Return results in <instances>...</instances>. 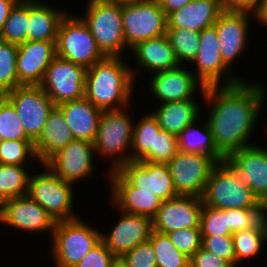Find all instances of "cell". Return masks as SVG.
<instances>
[{
	"mask_svg": "<svg viewBox=\"0 0 267 267\" xmlns=\"http://www.w3.org/2000/svg\"><path fill=\"white\" fill-rule=\"evenodd\" d=\"M0 223L25 231H50L51 236L56 222L41 205L28 195L6 200L0 204Z\"/></svg>",
	"mask_w": 267,
	"mask_h": 267,
	"instance_id": "cell-16",
	"label": "cell"
},
{
	"mask_svg": "<svg viewBox=\"0 0 267 267\" xmlns=\"http://www.w3.org/2000/svg\"><path fill=\"white\" fill-rule=\"evenodd\" d=\"M30 140L13 104L0 96V141Z\"/></svg>",
	"mask_w": 267,
	"mask_h": 267,
	"instance_id": "cell-38",
	"label": "cell"
},
{
	"mask_svg": "<svg viewBox=\"0 0 267 267\" xmlns=\"http://www.w3.org/2000/svg\"><path fill=\"white\" fill-rule=\"evenodd\" d=\"M25 166L0 164V204L28 194L30 173Z\"/></svg>",
	"mask_w": 267,
	"mask_h": 267,
	"instance_id": "cell-32",
	"label": "cell"
},
{
	"mask_svg": "<svg viewBox=\"0 0 267 267\" xmlns=\"http://www.w3.org/2000/svg\"><path fill=\"white\" fill-rule=\"evenodd\" d=\"M4 96L15 107L28 138L35 143L56 105L40 85H20Z\"/></svg>",
	"mask_w": 267,
	"mask_h": 267,
	"instance_id": "cell-10",
	"label": "cell"
},
{
	"mask_svg": "<svg viewBox=\"0 0 267 267\" xmlns=\"http://www.w3.org/2000/svg\"><path fill=\"white\" fill-rule=\"evenodd\" d=\"M167 234L171 242L189 258L202 247L203 238L200 227L182 228Z\"/></svg>",
	"mask_w": 267,
	"mask_h": 267,
	"instance_id": "cell-42",
	"label": "cell"
},
{
	"mask_svg": "<svg viewBox=\"0 0 267 267\" xmlns=\"http://www.w3.org/2000/svg\"><path fill=\"white\" fill-rule=\"evenodd\" d=\"M38 175L29 177L28 196L46 210L55 222L78 218L73 214L74 195L71 183L64 181L46 165Z\"/></svg>",
	"mask_w": 267,
	"mask_h": 267,
	"instance_id": "cell-8",
	"label": "cell"
},
{
	"mask_svg": "<svg viewBox=\"0 0 267 267\" xmlns=\"http://www.w3.org/2000/svg\"><path fill=\"white\" fill-rule=\"evenodd\" d=\"M223 12L253 13L260 0H219Z\"/></svg>",
	"mask_w": 267,
	"mask_h": 267,
	"instance_id": "cell-48",
	"label": "cell"
},
{
	"mask_svg": "<svg viewBox=\"0 0 267 267\" xmlns=\"http://www.w3.org/2000/svg\"><path fill=\"white\" fill-rule=\"evenodd\" d=\"M56 56L86 69L105 57L81 17L70 14H66L59 25Z\"/></svg>",
	"mask_w": 267,
	"mask_h": 267,
	"instance_id": "cell-9",
	"label": "cell"
},
{
	"mask_svg": "<svg viewBox=\"0 0 267 267\" xmlns=\"http://www.w3.org/2000/svg\"><path fill=\"white\" fill-rule=\"evenodd\" d=\"M190 267H233L227 260L207 251L203 247L190 258Z\"/></svg>",
	"mask_w": 267,
	"mask_h": 267,
	"instance_id": "cell-47",
	"label": "cell"
},
{
	"mask_svg": "<svg viewBox=\"0 0 267 267\" xmlns=\"http://www.w3.org/2000/svg\"><path fill=\"white\" fill-rule=\"evenodd\" d=\"M217 164L212 156L179 150L167 166L178 195L202 197Z\"/></svg>",
	"mask_w": 267,
	"mask_h": 267,
	"instance_id": "cell-11",
	"label": "cell"
},
{
	"mask_svg": "<svg viewBox=\"0 0 267 267\" xmlns=\"http://www.w3.org/2000/svg\"><path fill=\"white\" fill-rule=\"evenodd\" d=\"M201 197L178 195L162 202L152 219L153 230L169 233L182 228L200 227Z\"/></svg>",
	"mask_w": 267,
	"mask_h": 267,
	"instance_id": "cell-17",
	"label": "cell"
},
{
	"mask_svg": "<svg viewBox=\"0 0 267 267\" xmlns=\"http://www.w3.org/2000/svg\"><path fill=\"white\" fill-rule=\"evenodd\" d=\"M20 0H0V32L11 10Z\"/></svg>",
	"mask_w": 267,
	"mask_h": 267,
	"instance_id": "cell-50",
	"label": "cell"
},
{
	"mask_svg": "<svg viewBox=\"0 0 267 267\" xmlns=\"http://www.w3.org/2000/svg\"><path fill=\"white\" fill-rule=\"evenodd\" d=\"M222 13L219 0H192L167 16L168 28L201 32L213 26Z\"/></svg>",
	"mask_w": 267,
	"mask_h": 267,
	"instance_id": "cell-24",
	"label": "cell"
},
{
	"mask_svg": "<svg viewBox=\"0 0 267 267\" xmlns=\"http://www.w3.org/2000/svg\"><path fill=\"white\" fill-rule=\"evenodd\" d=\"M200 229L202 236H232L228 225V209H217L203 204Z\"/></svg>",
	"mask_w": 267,
	"mask_h": 267,
	"instance_id": "cell-40",
	"label": "cell"
},
{
	"mask_svg": "<svg viewBox=\"0 0 267 267\" xmlns=\"http://www.w3.org/2000/svg\"><path fill=\"white\" fill-rule=\"evenodd\" d=\"M125 109L103 111L93 141L97 154L100 153V156L104 155L106 158L108 156L107 159L113 158L110 171L117 170L123 164L131 161V152L124 151L129 148L131 150L134 123L129 114L125 113Z\"/></svg>",
	"mask_w": 267,
	"mask_h": 267,
	"instance_id": "cell-5",
	"label": "cell"
},
{
	"mask_svg": "<svg viewBox=\"0 0 267 267\" xmlns=\"http://www.w3.org/2000/svg\"><path fill=\"white\" fill-rule=\"evenodd\" d=\"M250 13L223 12L214 26L219 38V49L223 62L228 66L245 51L248 42ZM249 18V19H248Z\"/></svg>",
	"mask_w": 267,
	"mask_h": 267,
	"instance_id": "cell-23",
	"label": "cell"
},
{
	"mask_svg": "<svg viewBox=\"0 0 267 267\" xmlns=\"http://www.w3.org/2000/svg\"><path fill=\"white\" fill-rule=\"evenodd\" d=\"M219 43L217 30L214 25L200 32V46L196 57L191 63L197 66V73H194V75L205 87L219 86L221 84L233 85L243 80H240V78L238 79L234 74L232 75L229 70L231 68L223 62ZM224 73L227 74V76ZM225 76L227 79H223ZM221 79L225 82L223 81L220 84Z\"/></svg>",
	"mask_w": 267,
	"mask_h": 267,
	"instance_id": "cell-14",
	"label": "cell"
},
{
	"mask_svg": "<svg viewBox=\"0 0 267 267\" xmlns=\"http://www.w3.org/2000/svg\"><path fill=\"white\" fill-rule=\"evenodd\" d=\"M29 0H20L5 21L0 39L20 45L28 41Z\"/></svg>",
	"mask_w": 267,
	"mask_h": 267,
	"instance_id": "cell-33",
	"label": "cell"
},
{
	"mask_svg": "<svg viewBox=\"0 0 267 267\" xmlns=\"http://www.w3.org/2000/svg\"><path fill=\"white\" fill-rule=\"evenodd\" d=\"M236 266L245 258L256 257L267 242V213L253 226L232 234Z\"/></svg>",
	"mask_w": 267,
	"mask_h": 267,
	"instance_id": "cell-31",
	"label": "cell"
},
{
	"mask_svg": "<svg viewBox=\"0 0 267 267\" xmlns=\"http://www.w3.org/2000/svg\"><path fill=\"white\" fill-rule=\"evenodd\" d=\"M267 208L228 209V225L232 233L253 227L265 214Z\"/></svg>",
	"mask_w": 267,
	"mask_h": 267,
	"instance_id": "cell-43",
	"label": "cell"
},
{
	"mask_svg": "<svg viewBox=\"0 0 267 267\" xmlns=\"http://www.w3.org/2000/svg\"><path fill=\"white\" fill-rule=\"evenodd\" d=\"M199 109L195 100H184L161 103L152 114L161 130L178 136L188 125L199 120Z\"/></svg>",
	"mask_w": 267,
	"mask_h": 267,
	"instance_id": "cell-29",
	"label": "cell"
},
{
	"mask_svg": "<svg viewBox=\"0 0 267 267\" xmlns=\"http://www.w3.org/2000/svg\"><path fill=\"white\" fill-rule=\"evenodd\" d=\"M86 15L81 19L91 31L104 56L122 57L128 47L122 24V1L89 0Z\"/></svg>",
	"mask_w": 267,
	"mask_h": 267,
	"instance_id": "cell-3",
	"label": "cell"
},
{
	"mask_svg": "<svg viewBox=\"0 0 267 267\" xmlns=\"http://www.w3.org/2000/svg\"><path fill=\"white\" fill-rule=\"evenodd\" d=\"M157 1L161 9L168 16L170 13L184 7L192 0H157Z\"/></svg>",
	"mask_w": 267,
	"mask_h": 267,
	"instance_id": "cell-49",
	"label": "cell"
},
{
	"mask_svg": "<svg viewBox=\"0 0 267 267\" xmlns=\"http://www.w3.org/2000/svg\"><path fill=\"white\" fill-rule=\"evenodd\" d=\"M121 59L105 56L87 69L85 97L101 111L128 108L131 103L135 68Z\"/></svg>",
	"mask_w": 267,
	"mask_h": 267,
	"instance_id": "cell-2",
	"label": "cell"
},
{
	"mask_svg": "<svg viewBox=\"0 0 267 267\" xmlns=\"http://www.w3.org/2000/svg\"><path fill=\"white\" fill-rule=\"evenodd\" d=\"M178 151L177 136L160 130L155 133L154 149H150L139 161L167 164Z\"/></svg>",
	"mask_w": 267,
	"mask_h": 267,
	"instance_id": "cell-41",
	"label": "cell"
},
{
	"mask_svg": "<svg viewBox=\"0 0 267 267\" xmlns=\"http://www.w3.org/2000/svg\"><path fill=\"white\" fill-rule=\"evenodd\" d=\"M101 232L75 218L56 222L52 256L56 267H74L101 241Z\"/></svg>",
	"mask_w": 267,
	"mask_h": 267,
	"instance_id": "cell-6",
	"label": "cell"
},
{
	"mask_svg": "<svg viewBox=\"0 0 267 267\" xmlns=\"http://www.w3.org/2000/svg\"><path fill=\"white\" fill-rule=\"evenodd\" d=\"M72 140L74 137L69 125L64 120L62 110L55 106L47 118L42 134L34 143L38 162L43 165Z\"/></svg>",
	"mask_w": 267,
	"mask_h": 267,
	"instance_id": "cell-27",
	"label": "cell"
},
{
	"mask_svg": "<svg viewBox=\"0 0 267 267\" xmlns=\"http://www.w3.org/2000/svg\"><path fill=\"white\" fill-rule=\"evenodd\" d=\"M267 208V149L249 145L223 160Z\"/></svg>",
	"mask_w": 267,
	"mask_h": 267,
	"instance_id": "cell-13",
	"label": "cell"
},
{
	"mask_svg": "<svg viewBox=\"0 0 267 267\" xmlns=\"http://www.w3.org/2000/svg\"><path fill=\"white\" fill-rule=\"evenodd\" d=\"M201 198L204 205L223 210L266 208L224 161L213 168Z\"/></svg>",
	"mask_w": 267,
	"mask_h": 267,
	"instance_id": "cell-4",
	"label": "cell"
},
{
	"mask_svg": "<svg viewBox=\"0 0 267 267\" xmlns=\"http://www.w3.org/2000/svg\"><path fill=\"white\" fill-rule=\"evenodd\" d=\"M168 39L172 49L175 51L177 60L181 65L182 61L191 62L197 55L200 43V32L189 29L167 28Z\"/></svg>",
	"mask_w": 267,
	"mask_h": 267,
	"instance_id": "cell-36",
	"label": "cell"
},
{
	"mask_svg": "<svg viewBox=\"0 0 267 267\" xmlns=\"http://www.w3.org/2000/svg\"><path fill=\"white\" fill-rule=\"evenodd\" d=\"M160 130L152 113H148L134 124L131 161H139L150 149H154L155 133Z\"/></svg>",
	"mask_w": 267,
	"mask_h": 267,
	"instance_id": "cell-35",
	"label": "cell"
},
{
	"mask_svg": "<svg viewBox=\"0 0 267 267\" xmlns=\"http://www.w3.org/2000/svg\"><path fill=\"white\" fill-rule=\"evenodd\" d=\"M86 72L85 67L56 56L46 69L40 86L58 106L85 97Z\"/></svg>",
	"mask_w": 267,
	"mask_h": 267,
	"instance_id": "cell-12",
	"label": "cell"
},
{
	"mask_svg": "<svg viewBox=\"0 0 267 267\" xmlns=\"http://www.w3.org/2000/svg\"><path fill=\"white\" fill-rule=\"evenodd\" d=\"M196 121L188 125L178 136V147L182 152L197 153L212 156L218 162L224 160V156L218 151L215 146L212 132L209 124L206 123L200 126L201 129H195Z\"/></svg>",
	"mask_w": 267,
	"mask_h": 267,
	"instance_id": "cell-30",
	"label": "cell"
},
{
	"mask_svg": "<svg viewBox=\"0 0 267 267\" xmlns=\"http://www.w3.org/2000/svg\"><path fill=\"white\" fill-rule=\"evenodd\" d=\"M18 45L0 39V93L15 89L21 84L17 74Z\"/></svg>",
	"mask_w": 267,
	"mask_h": 267,
	"instance_id": "cell-37",
	"label": "cell"
},
{
	"mask_svg": "<svg viewBox=\"0 0 267 267\" xmlns=\"http://www.w3.org/2000/svg\"><path fill=\"white\" fill-rule=\"evenodd\" d=\"M110 267H128L121 257H116Z\"/></svg>",
	"mask_w": 267,
	"mask_h": 267,
	"instance_id": "cell-52",
	"label": "cell"
},
{
	"mask_svg": "<svg viewBox=\"0 0 267 267\" xmlns=\"http://www.w3.org/2000/svg\"><path fill=\"white\" fill-rule=\"evenodd\" d=\"M253 12L256 19L267 26V0H260Z\"/></svg>",
	"mask_w": 267,
	"mask_h": 267,
	"instance_id": "cell-51",
	"label": "cell"
},
{
	"mask_svg": "<svg viewBox=\"0 0 267 267\" xmlns=\"http://www.w3.org/2000/svg\"><path fill=\"white\" fill-rule=\"evenodd\" d=\"M121 16L125 42L129 49L140 41L167 33V15L157 0L122 1Z\"/></svg>",
	"mask_w": 267,
	"mask_h": 267,
	"instance_id": "cell-7",
	"label": "cell"
},
{
	"mask_svg": "<svg viewBox=\"0 0 267 267\" xmlns=\"http://www.w3.org/2000/svg\"><path fill=\"white\" fill-rule=\"evenodd\" d=\"M62 110L65 122L69 125L74 139L93 142L103 111L94 106L86 97L64 102Z\"/></svg>",
	"mask_w": 267,
	"mask_h": 267,
	"instance_id": "cell-25",
	"label": "cell"
},
{
	"mask_svg": "<svg viewBox=\"0 0 267 267\" xmlns=\"http://www.w3.org/2000/svg\"><path fill=\"white\" fill-rule=\"evenodd\" d=\"M117 170L133 186L151 191L163 201L178 196L167 164L129 161Z\"/></svg>",
	"mask_w": 267,
	"mask_h": 267,
	"instance_id": "cell-19",
	"label": "cell"
},
{
	"mask_svg": "<svg viewBox=\"0 0 267 267\" xmlns=\"http://www.w3.org/2000/svg\"><path fill=\"white\" fill-rule=\"evenodd\" d=\"M265 90L260 83L243 80L233 85L205 87L203 99L213 105L207 122L215 146L224 157L253 145L249 138L265 102Z\"/></svg>",
	"mask_w": 267,
	"mask_h": 267,
	"instance_id": "cell-1",
	"label": "cell"
},
{
	"mask_svg": "<svg viewBox=\"0 0 267 267\" xmlns=\"http://www.w3.org/2000/svg\"><path fill=\"white\" fill-rule=\"evenodd\" d=\"M32 157L38 160L31 140L0 141V164L25 166Z\"/></svg>",
	"mask_w": 267,
	"mask_h": 267,
	"instance_id": "cell-39",
	"label": "cell"
},
{
	"mask_svg": "<svg viewBox=\"0 0 267 267\" xmlns=\"http://www.w3.org/2000/svg\"><path fill=\"white\" fill-rule=\"evenodd\" d=\"M109 173L111 203L123 212L153 219L163 200L151 191L133 186L118 170Z\"/></svg>",
	"mask_w": 267,
	"mask_h": 267,
	"instance_id": "cell-18",
	"label": "cell"
},
{
	"mask_svg": "<svg viewBox=\"0 0 267 267\" xmlns=\"http://www.w3.org/2000/svg\"><path fill=\"white\" fill-rule=\"evenodd\" d=\"M116 256L101 240L74 267H110Z\"/></svg>",
	"mask_w": 267,
	"mask_h": 267,
	"instance_id": "cell-46",
	"label": "cell"
},
{
	"mask_svg": "<svg viewBox=\"0 0 267 267\" xmlns=\"http://www.w3.org/2000/svg\"><path fill=\"white\" fill-rule=\"evenodd\" d=\"M121 212L123 215L112 231L101 234V240L116 257H122L138 244L148 241L153 230L149 217Z\"/></svg>",
	"mask_w": 267,
	"mask_h": 267,
	"instance_id": "cell-21",
	"label": "cell"
},
{
	"mask_svg": "<svg viewBox=\"0 0 267 267\" xmlns=\"http://www.w3.org/2000/svg\"><path fill=\"white\" fill-rule=\"evenodd\" d=\"M56 57V41H26L18 45L17 74L21 85H40Z\"/></svg>",
	"mask_w": 267,
	"mask_h": 267,
	"instance_id": "cell-22",
	"label": "cell"
},
{
	"mask_svg": "<svg viewBox=\"0 0 267 267\" xmlns=\"http://www.w3.org/2000/svg\"><path fill=\"white\" fill-rule=\"evenodd\" d=\"M193 73L182 67V64L173 69L153 73L149 83L150 91L162 104L193 100L192 95L197 91V87L201 88V93L205 90L203 83Z\"/></svg>",
	"mask_w": 267,
	"mask_h": 267,
	"instance_id": "cell-20",
	"label": "cell"
},
{
	"mask_svg": "<svg viewBox=\"0 0 267 267\" xmlns=\"http://www.w3.org/2000/svg\"><path fill=\"white\" fill-rule=\"evenodd\" d=\"M104 1H127V0H104Z\"/></svg>",
	"mask_w": 267,
	"mask_h": 267,
	"instance_id": "cell-53",
	"label": "cell"
},
{
	"mask_svg": "<svg viewBox=\"0 0 267 267\" xmlns=\"http://www.w3.org/2000/svg\"><path fill=\"white\" fill-rule=\"evenodd\" d=\"M93 142L74 139L52 155L45 163L53 173L64 181L74 184L91 176L94 167Z\"/></svg>",
	"mask_w": 267,
	"mask_h": 267,
	"instance_id": "cell-15",
	"label": "cell"
},
{
	"mask_svg": "<svg viewBox=\"0 0 267 267\" xmlns=\"http://www.w3.org/2000/svg\"><path fill=\"white\" fill-rule=\"evenodd\" d=\"M149 241L155 252L157 267H190V258L171 242L168 234L152 230Z\"/></svg>",
	"mask_w": 267,
	"mask_h": 267,
	"instance_id": "cell-34",
	"label": "cell"
},
{
	"mask_svg": "<svg viewBox=\"0 0 267 267\" xmlns=\"http://www.w3.org/2000/svg\"><path fill=\"white\" fill-rule=\"evenodd\" d=\"M121 258L128 267H157L155 252L149 240L138 244Z\"/></svg>",
	"mask_w": 267,
	"mask_h": 267,
	"instance_id": "cell-45",
	"label": "cell"
},
{
	"mask_svg": "<svg viewBox=\"0 0 267 267\" xmlns=\"http://www.w3.org/2000/svg\"><path fill=\"white\" fill-rule=\"evenodd\" d=\"M130 50L134 53L139 65L152 74L180 66L166 34L140 41Z\"/></svg>",
	"mask_w": 267,
	"mask_h": 267,
	"instance_id": "cell-26",
	"label": "cell"
},
{
	"mask_svg": "<svg viewBox=\"0 0 267 267\" xmlns=\"http://www.w3.org/2000/svg\"><path fill=\"white\" fill-rule=\"evenodd\" d=\"M43 2L29 0L28 41H56L59 25L67 13Z\"/></svg>",
	"mask_w": 267,
	"mask_h": 267,
	"instance_id": "cell-28",
	"label": "cell"
},
{
	"mask_svg": "<svg viewBox=\"0 0 267 267\" xmlns=\"http://www.w3.org/2000/svg\"><path fill=\"white\" fill-rule=\"evenodd\" d=\"M202 247L236 267V255L232 236H202Z\"/></svg>",
	"mask_w": 267,
	"mask_h": 267,
	"instance_id": "cell-44",
	"label": "cell"
}]
</instances>
